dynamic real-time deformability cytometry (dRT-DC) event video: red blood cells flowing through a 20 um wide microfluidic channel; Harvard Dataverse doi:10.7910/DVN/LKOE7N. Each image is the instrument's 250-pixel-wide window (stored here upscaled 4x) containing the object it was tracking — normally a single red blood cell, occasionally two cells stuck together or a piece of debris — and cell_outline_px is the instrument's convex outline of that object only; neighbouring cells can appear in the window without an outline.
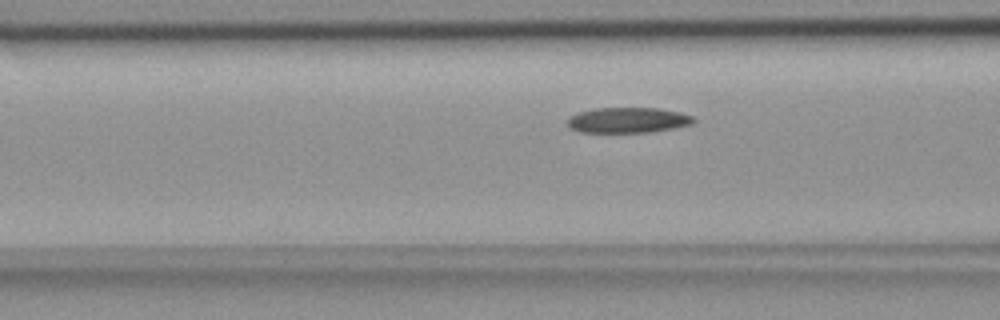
{"species": "common noctule bat (a hibernating species)", "species_latin": "Nyctalus noctula", "temperature_condition": "room temperature", "stored_images_in_passage": 39, "camera_frame_rate_fps": 3000, "um_per_image_px": 0.085, "animal": {"sex": "female", "body_mass_g": 18.4}, "frame": {"image": 1, "passage_image": 10, "time_ms": 3.0, "image_size_px": [1000, 320], "cell_outline_px": [[696, 120], [692, 124], [672, 128], [648, 132], [580, 132], [572, 128], [568, 124], [568, 116], [580, 112], [596, 108], [656, 108], [680, 112], [692, 116]], "centroid_in_image_um": [53.38, 10.21], "position_along_channel_um": 113.2, "area_um2": 18.5}}
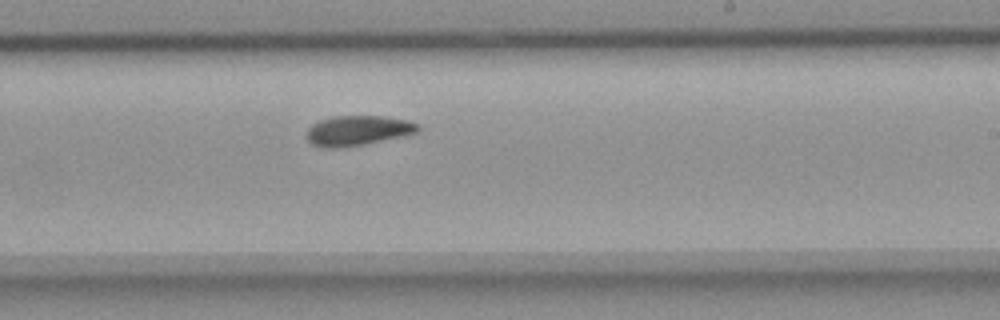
{"frame": {"image": 2, "passage_image": 22, "time_ms": 7.0, "image_size_px": [1000, 320], "cell_outline_px": [[420, 128], [416, 132], [400, 136], [364, 144], [340, 148], [324, 148], [312, 144], [308, 140], [304, 132], [312, 124], [320, 120], [332, 116], [384, 116], [408, 120], [420, 124]], "centroid_in_image_um": [30.36, 11.09], "position_along_channel_um": 258.6, "area_um2": 19.48}}
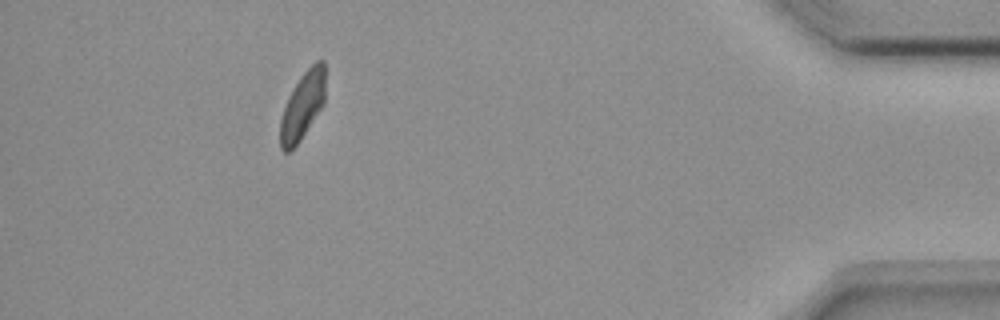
{"frame": {"image": 3, "passage_image": 39, "time_ms": 12.667, "image_size_px": [1000, 320], "cell_outline_px": [[324, 104], [300, 140], [288, 152], [284, 152], [280, 148], [280, 120], [288, 96], [300, 76], [316, 60], [324, 60]], "centroid_in_image_um": [25.71, 8.98], "position_along_channel_um": 409.5, "area_um2": 17.51}, "authors_computed_cell_mechanics": {"area_um2": 19.1896, "velocity_mm_per_s": 3.6492, "shape_relaxation_time_tau1_ms": 8.0045, "shape_relaxation_time_tau2_ms": 5.1023, "deformation_change_tau1": 0.1773, "deformation_change_tau2": 0.0951}}